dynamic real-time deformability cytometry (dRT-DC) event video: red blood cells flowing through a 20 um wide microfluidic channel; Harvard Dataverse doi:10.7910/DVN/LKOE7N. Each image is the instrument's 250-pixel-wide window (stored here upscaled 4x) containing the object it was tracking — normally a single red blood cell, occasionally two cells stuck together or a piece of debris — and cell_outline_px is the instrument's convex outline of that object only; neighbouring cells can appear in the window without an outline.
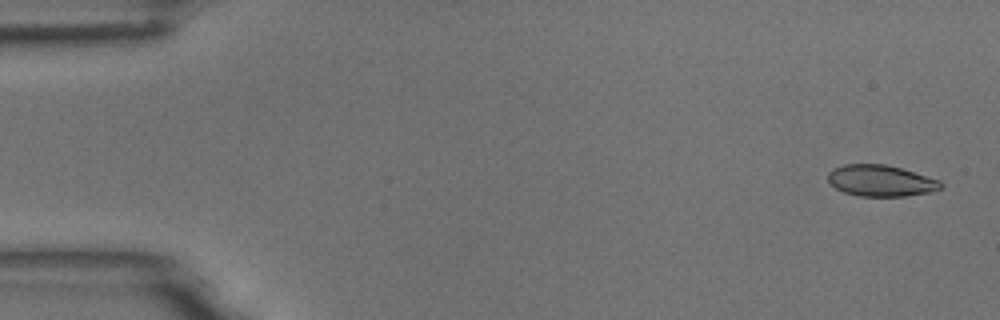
{"species": "common noctule bat (a hibernating species)", "species_latin": "Nyctalus noctula", "temperature_condition": "room temperature", "stored_images_in_passage": 56, "camera_frame_rate_fps": 3000, "um_per_image_px": 0.085, "animal": {"sex": "male", "body_mass_g": 18.8}, "frame": {"image": 1, "passage_image": 2, "time_ms": 0.333, "image_size_px": [1000, 320], "cell_outline_px": [[944, 188], [928, 192], [904, 196], [860, 196], [844, 192], [836, 188], [828, 180], [828, 172], [832, 168], [844, 164], [884, 164], [900, 168], [940, 180], [944, 184]], "centroid_in_image_um": [74.87, 15.35], "position_along_channel_um": 10.1, "area_um2": 20.52}}
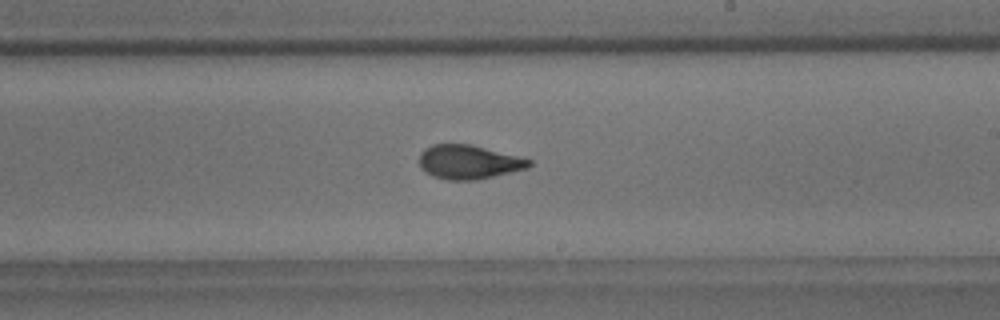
{"frame": {"image": 2, "passage_image": 33, "time_ms": 10.667, "image_size_px": [1000, 320], "cell_outline_px": [[532, 164], [528, 168], [512, 172], [476, 180], [448, 180], [432, 176], [424, 172], [420, 168], [420, 152], [424, 148], [432, 144], [472, 144], [520, 156], [532, 160]], "centroid_in_image_um": [39.84, 13.77], "position_along_channel_um": 249.2, "area_um2": 22.08}}
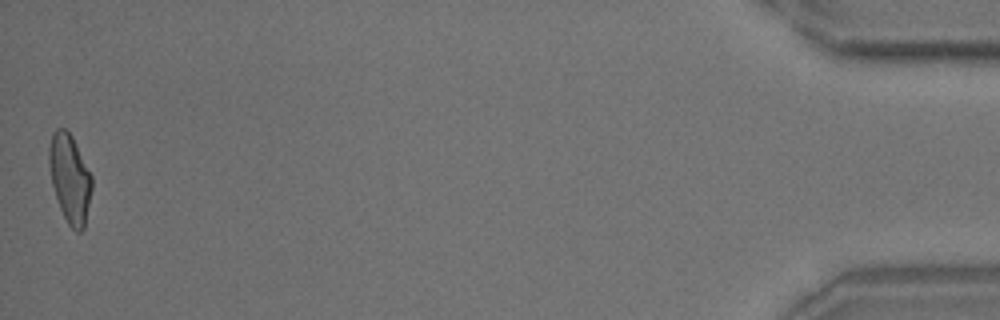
{"frame": {"image": 3, "passage_image": 56, "time_ms": 18.333, "image_size_px": [1000, 320], "cell_outline_px": [[92, 188], [84, 228], [80, 232], [76, 232], [68, 224], [60, 208], [52, 184], [48, 164], [48, 148], [52, 132], [56, 128], [64, 128], [72, 136], [92, 176]], "centroid_in_image_um": [5.92, 15.15], "position_along_channel_um": 429.3, "area_um2": 22.02}, "authors_computed_cell_mechanics": {"area_um2": 21.7039, "velocity_mm_per_s": 3.5726, "shape_relaxation_time_tau1_ms": 3.3444, "shape_relaxation_time_tau2_ms": 1.3448, "deformation_change_tau1": 0.1362, "deformation_change_tau2": 0.0664}}